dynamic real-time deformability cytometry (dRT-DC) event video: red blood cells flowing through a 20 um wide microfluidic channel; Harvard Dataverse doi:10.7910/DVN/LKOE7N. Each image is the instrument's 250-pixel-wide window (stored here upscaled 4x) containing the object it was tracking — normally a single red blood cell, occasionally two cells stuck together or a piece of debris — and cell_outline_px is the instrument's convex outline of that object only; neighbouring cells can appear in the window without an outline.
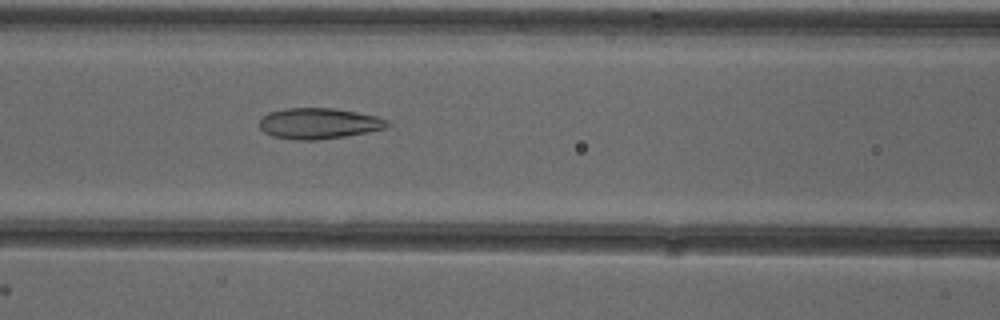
{"species": "common noctule bat (a hibernating species)", "species_latin": "Nyctalus noctula", "temperature_condition": "cold", "stored_images_in_passage": 51, "camera_frame_rate_fps": 3000, "um_per_image_px": 0.085, "animal": {"sex": "female"}, "frame": {"image": 1, "passage_image": 21, "time_ms": 6.667, "image_size_px": [1000, 320], "cell_outline_px": [[392, 124], [388, 128], [368, 132], [344, 136], [316, 140], [292, 140], [272, 136], [264, 132], [260, 128], [260, 120], [268, 112], [284, 108], [332, 108], [356, 112], [376, 116], [388, 120]], "centroid_in_image_um": [27.11, 10.49], "position_along_channel_um": 139.5, "area_um2": 23.12}}
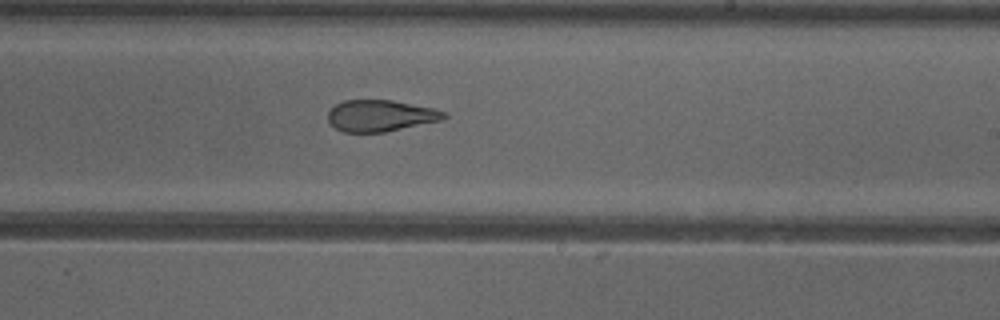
{"frame": {"image": 2, "passage_image": 30, "time_ms": 9.667, "image_size_px": [1000, 320], "cell_outline_px": [[448, 116], [444, 120], [384, 132], [344, 132], [336, 128], [328, 120], [328, 112], [336, 104], [344, 100], [392, 100], [436, 108], [444, 112]], "centroid_in_image_um": [32.38, 9.83], "position_along_channel_um": 256.6, "area_um2": 21.33}}
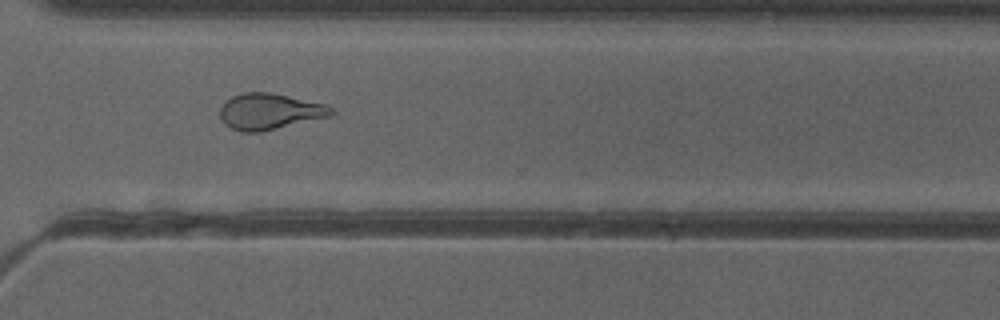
{"frame": {"image": 3, "passage_image": 37, "time_ms": 12.0, "image_size_px": [1000, 320], "cell_outline_px": [[336, 112], [332, 116], [260, 132], [244, 132], [232, 128], [224, 124], [220, 116], [220, 108], [232, 96], [244, 92], [272, 92], [328, 104]], "centroid_in_image_um": [22.97, 9.47], "position_along_channel_um": 347.6, "area_um2": 23.58}, "authors_computed_cell_mechanics": {"area_um2": 24.854, "velocity_mm_per_s": 3.9109, "shape_relaxation_time_tau1_ms": null, "shape_relaxation_time_tau2_ms": 1.6492, "deformation_change_tau1": null, "deformation_change_tau2": 0.0788}}